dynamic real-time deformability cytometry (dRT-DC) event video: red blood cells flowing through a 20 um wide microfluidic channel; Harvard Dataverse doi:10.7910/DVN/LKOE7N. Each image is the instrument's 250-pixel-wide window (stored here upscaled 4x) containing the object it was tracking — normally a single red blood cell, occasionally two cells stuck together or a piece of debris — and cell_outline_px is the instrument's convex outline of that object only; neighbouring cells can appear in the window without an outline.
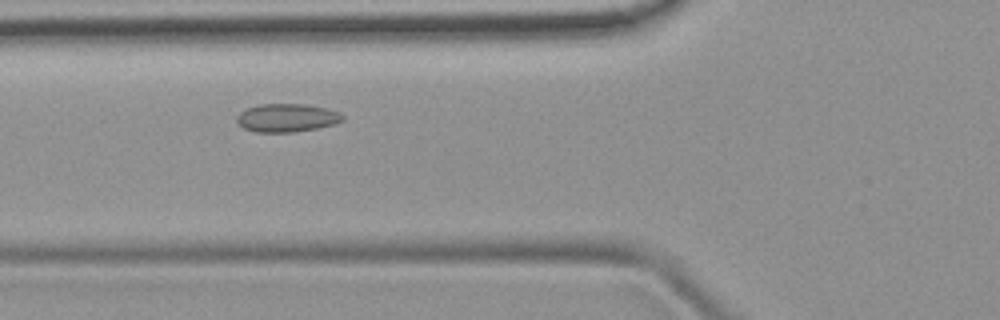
{"species": "common noctule bat (a hibernating species)", "species_latin": "Nyctalus noctula", "temperature_condition": "room temperature", "stored_images_in_passage": 5, "camera_frame_rate_fps": 3000, "um_per_image_px": 0.085, "animal": {"sex": "female", "body_mass_g": 19.9}, "frame": {"image": 1, "passage_image": 3, "time_ms": 2.333, "image_size_px": [1000, 320], "cell_outline_px": [[344, 120], [336, 124], [316, 128], [292, 132], [256, 132], [244, 128], [236, 120], [236, 116], [240, 112], [248, 108], [260, 104], [304, 104], [328, 108], [340, 112], [344, 116]], "centroid_in_image_um": [24.42, 10.01], "position_along_channel_um": 101.4, "area_um2": 17.46}}
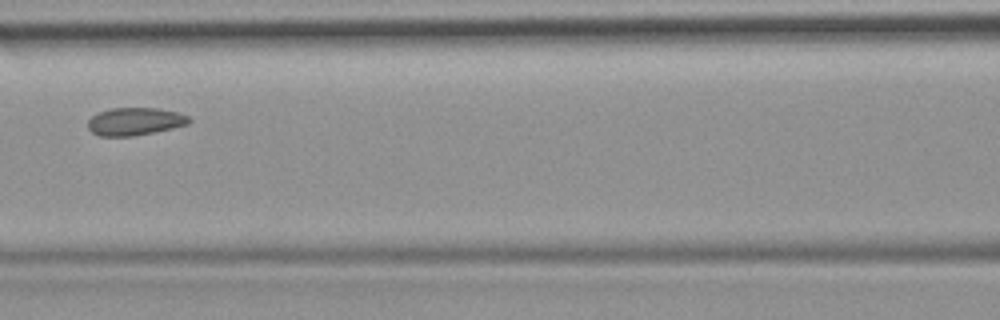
{"frame": {"image": 2, "passage_image": 4, "time_ms": 3.667, "image_size_px": [1000, 320], "cell_outline_px": [[192, 120], [188, 124], [172, 128], [132, 136], [100, 136], [92, 132], [88, 128], [88, 120], [92, 116], [100, 112], [112, 108], [160, 108], [176, 112], [188, 116]], "centroid_in_image_um": [11.47, 10.32], "position_along_channel_um": 155.1, "area_um2": 16.18}}
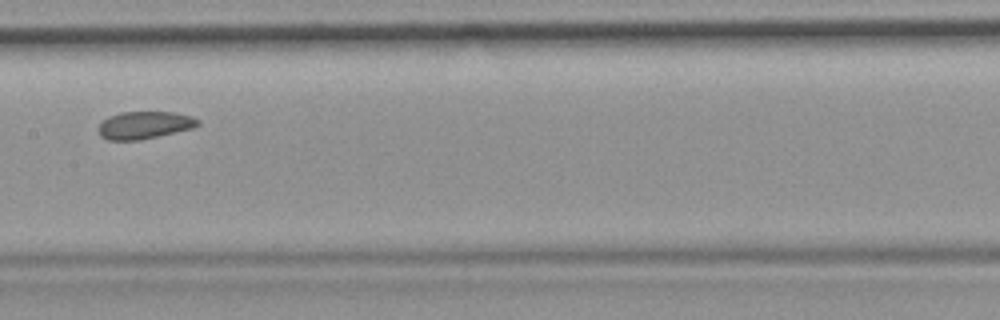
{"frame": {"image": 3, "passage_image": 5, "time_ms": 4.667, "image_size_px": [1000, 320], "cell_outline_px": [[200, 124], [192, 128], [140, 140], [108, 140], [100, 136], [100, 124], [108, 116], [120, 112], [172, 112], [192, 116], [200, 120]], "centroid_in_image_um": [12.29, 10.63], "position_along_channel_um": 195.1, "area_um2": 15.78}}